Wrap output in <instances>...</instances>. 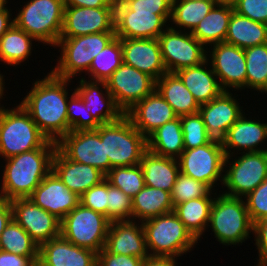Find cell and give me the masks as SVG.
<instances>
[{"label": "cell", "mask_w": 267, "mask_h": 266, "mask_svg": "<svg viewBox=\"0 0 267 266\" xmlns=\"http://www.w3.org/2000/svg\"><path fill=\"white\" fill-rule=\"evenodd\" d=\"M49 139L21 104L0 112V157L8 159L41 148Z\"/></svg>", "instance_id": "cell-5"}, {"label": "cell", "mask_w": 267, "mask_h": 266, "mask_svg": "<svg viewBox=\"0 0 267 266\" xmlns=\"http://www.w3.org/2000/svg\"><path fill=\"white\" fill-rule=\"evenodd\" d=\"M64 0H29L18 10L14 24L37 42L56 47L64 22Z\"/></svg>", "instance_id": "cell-6"}, {"label": "cell", "mask_w": 267, "mask_h": 266, "mask_svg": "<svg viewBox=\"0 0 267 266\" xmlns=\"http://www.w3.org/2000/svg\"><path fill=\"white\" fill-rule=\"evenodd\" d=\"M52 170L67 188L79 197L91 187L100 184L106 177L104 173L91 165L68 159L58 148L53 156Z\"/></svg>", "instance_id": "cell-27"}, {"label": "cell", "mask_w": 267, "mask_h": 266, "mask_svg": "<svg viewBox=\"0 0 267 266\" xmlns=\"http://www.w3.org/2000/svg\"><path fill=\"white\" fill-rule=\"evenodd\" d=\"M212 191L206 196L195 198L175 205L173 212L192 236L199 241L200 237L207 231L212 204L214 201Z\"/></svg>", "instance_id": "cell-33"}, {"label": "cell", "mask_w": 267, "mask_h": 266, "mask_svg": "<svg viewBox=\"0 0 267 266\" xmlns=\"http://www.w3.org/2000/svg\"><path fill=\"white\" fill-rule=\"evenodd\" d=\"M234 7L229 0H220L200 21L191 34L204 46L225 42Z\"/></svg>", "instance_id": "cell-29"}, {"label": "cell", "mask_w": 267, "mask_h": 266, "mask_svg": "<svg viewBox=\"0 0 267 266\" xmlns=\"http://www.w3.org/2000/svg\"><path fill=\"white\" fill-rule=\"evenodd\" d=\"M34 40L13 24L0 38V61L13 66L25 62L31 56Z\"/></svg>", "instance_id": "cell-36"}, {"label": "cell", "mask_w": 267, "mask_h": 266, "mask_svg": "<svg viewBox=\"0 0 267 266\" xmlns=\"http://www.w3.org/2000/svg\"><path fill=\"white\" fill-rule=\"evenodd\" d=\"M106 84L124 113L156 89V81L151 76L125 63L112 73Z\"/></svg>", "instance_id": "cell-14"}, {"label": "cell", "mask_w": 267, "mask_h": 266, "mask_svg": "<svg viewBox=\"0 0 267 266\" xmlns=\"http://www.w3.org/2000/svg\"><path fill=\"white\" fill-rule=\"evenodd\" d=\"M252 234H255L254 241L259 253L256 266H267V218L253 223Z\"/></svg>", "instance_id": "cell-50"}, {"label": "cell", "mask_w": 267, "mask_h": 266, "mask_svg": "<svg viewBox=\"0 0 267 266\" xmlns=\"http://www.w3.org/2000/svg\"><path fill=\"white\" fill-rule=\"evenodd\" d=\"M57 148L73 162L91 165L105 175L110 171L99 127L96 130L70 131L57 142Z\"/></svg>", "instance_id": "cell-15"}, {"label": "cell", "mask_w": 267, "mask_h": 266, "mask_svg": "<svg viewBox=\"0 0 267 266\" xmlns=\"http://www.w3.org/2000/svg\"><path fill=\"white\" fill-rule=\"evenodd\" d=\"M70 79L55 76L51 71L34 82L32 89L20 103L30 114L39 130L58 142L68 133L67 104Z\"/></svg>", "instance_id": "cell-1"}, {"label": "cell", "mask_w": 267, "mask_h": 266, "mask_svg": "<svg viewBox=\"0 0 267 266\" xmlns=\"http://www.w3.org/2000/svg\"><path fill=\"white\" fill-rule=\"evenodd\" d=\"M105 179L109 184L119 188L131 198L137 195L145 186L144 174L140 164L114 167L106 174Z\"/></svg>", "instance_id": "cell-41"}, {"label": "cell", "mask_w": 267, "mask_h": 266, "mask_svg": "<svg viewBox=\"0 0 267 266\" xmlns=\"http://www.w3.org/2000/svg\"><path fill=\"white\" fill-rule=\"evenodd\" d=\"M125 115L146 138L160 126L178 117L156 89L143 100L136 102Z\"/></svg>", "instance_id": "cell-21"}, {"label": "cell", "mask_w": 267, "mask_h": 266, "mask_svg": "<svg viewBox=\"0 0 267 266\" xmlns=\"http://www.w3.org/2000/svg\"><path fill=\"white\" fill-rule=\"evenodd\" d=\"M239 154L232 164L229 156L225 157L224 167L229 168H224L223 185L228 191L222 194L244 198L267 179V151Z\"/></svg>", "instance_id": "cell-10"}, {"label": "cell", "mask_w": 267, "mask_h": 266, "mask_svg": "<svg viewBox=\"0 0 267 266\" xmlns=\"http://www.w3.org/2000/svg\"><path fill=\"white\" fill-rule=\"evenodd\" d=\"M181 125L184 149L197 148L213 140L208 134L199 112L181 116Z\"/></svg>", "instance_id": "cell-43"}, {"label": "cell", "mask_w": 267, "mask_h": 266, "mask_svg": "<svg viewBox=\"0 0 267 266\" xmlns=\"http://www.w3.org/2000/svg\"><path fill=\"white\" fill-rule=\"evenodd\" d=\"M116 37L115 32H99L73 38H59L56 47L61 57L51 71L55 76L72 80L76 74L89 72L93 59Z\"/></svg>", "instance_id": "cell-8"}, {"label": "cell", "mask_w": 267, "mask_h": 266, "mask_svg": "<svg viewBox=\"0 0 267 266\" xmlns=\"http://www.w3.org/2000/svg\"><path fill=\"white\" fill-rule=\"evenodd\" d=\"M147 144L152 153L177 159L184 151L181 116L155 130L147 138Z\"/></svg>", "instance_id": "cell-35"}, {"label": "cell", "mask_w": 267, "mask_h": 266, "mask_svg": "<svg viewBox=\"0 0 267 266\" xmlns=\"http://www.w3.org/2000/svg\"><path fill=\"white\" fill-rule=\"evenodd\" d=\"M209 64L207 59L200 65L175 72L199 105L212 101L224 91L212 67L206 68Z\"/></svg>", "instance_id": "cell-28"}, {"label": "cell", "mask_w": 267, "mask_h": 266, "mask_svg": "<svg viewBox=\"0 0 267 266\" xmlns=\"http://www.w3.org/2000/svg\"><path fill=\"white\" fill-rule=\"evenodd\" d=\"M244 198L252 223L267 218V179Z\"/></svg>", "instance_id": "cell-46"}, {"label": "cell", "mask_w": 267, "mask_h": 266, "mask_svg": "<svg viewBox=\"0 0 267 266\" xmlns=\"http://www.w3.org/2000/svg\"><path fill=\"white\" fill-rule=\"evenodd\" d=\"M39 256H21L0 249V266H37Z\"/></svg>", "instance_id": "cell-51"}, {"label": "cell", "mask_w": 267, "mask_h": 266, "mask_svg": "<svg viewBox=\"0 0 267 266\" xmlns=\"http://www.w3.org/2000/svg\"><path fill=\"white\" fill-rule=\"evenodd\" d=\"M99 135L104 142L105 160L110 161V170L140 164L148 150L147 138L126 115L117 121L100 125Z\"/></svg>", "instance_id": "cell-3"}, {"label": "cell", "mask_w": 267, "mask_h": 266, "mask_svg": "<svg viewBox=\"0 0 267 266\" xmlns=\"http://www.w3.org/2000/svg\"><path fill=\"white\" fill-rule=\"evenodd\" d=\"M37 266H97V253L60 235L39 246Z\"/></svg>", "instance_id": "cell-24"}, {"label": "cell", "mask_w": 267, "mask_h": 266, "mask_svg": "<svg viewBox=\"0 0 267 266\" xmlns=\"http://www.w3.org/2000/svg\"><path fill=\"white\" fill-rule=\"evenodd\" d=\"M115 7L64 8L60 38H73L99 32H115Z\"/></svg>", "instance_id": "cell-18"}, {"label": "cell", "mask_w": 267, "mask_h": 266, "mask_svg": "<svg viewBox=\"0 0 267 266\" xmlns=\"http://www.w3.org/2000/svg\"><path fill=\"white\" fill-rule=\"evenodd\" d=\"M122 63L121 41L119 37H115L93 59L88 72L90 80L106 82Z\"/></svg>", "instance_id": "cell-40"}, {"label": "cell", "mask_w": 267, "mask_h": 266, "mask_svg": "<svg viewBox=\"0 0 267 266\" xmlns=\"http://www.w3.org/2000/svg\"><path fill=\"white\" fill-rule=\"evenodd\" d=\"M110 220L102 213L78 204L60 224V235L72 244L100 252L105 245Z\"/></svg>", "instance_id": "cell-9"}, {"label": "cell", "mask_w": 267, "mask_h": 266, "mask_svg": "<svg viewBox=\"0 0 267 266\" xmlns=\"http://www.w3.org/2000/svg\"><path fill=\"white\" fill-rule=\"evenodd\" d=\"M211 48L212 51H208L210 56H207V59L221 88L224 91H230L228 88L245 90L246 57L244 49L225 42L211 45ZM209 58L211 59L209 60Z\"/></svg>", "instance_id": "cell-17"}, {"label": "cell", "mask_w": 267, "mask_h": 266, "mask_svg": "<svg viewBox=\"0 0 267 266\" xmlns=\"http://www.w3.org/2000/svg\"><path fill=\"white\" fill-rule=\"evenodd\" d=\"M220 0L188 1L173 0L171 21L179 30L192 32Z\"/></svg>", "instance_id": "cell-37"}, {"label": "cell", "mask_w": 267, "mask_h": 266, "mask_svg": "<svg viewBox=\"0 0 267 266\" xmlns=\"http://www.w3.org/2000/svg\"><path fill=\"white\" fill-rule=\"evenodd\" d=\"M169 26L158 37L163 62L168 73L197 66L207 60L209 55L205 50L206 47L191 32Z\"/></svg>", "instance_id": "cell-12"}, {"label": "cell", "mask_w": 267, "mask_h": 266, "mask_svg": "<svg viewBox=\"0 0 267 266\" xmlns=\"http://www.w3.org/2000/svg\"><path fill=\"white\" fill-rule=\"evenodd\" d=\"M67 104L68 133L70 131L96 130L100 124L86 109L85 103L75 91L70 95Z\"/></svg>", "instance_id": "cell-42"}, {"label": "cell", "mask_w": 267, "mask_h": 266, "mask_svg": "<svg viewBox=\"0 0 267 266\" xmlns=\"http://www.w3.org/2000/svg\"><path fill=\"white\" fill-rule=\"evenodd\" d=\"M11 15L10 11L0 12V38L14 24V19H11Z\"/></svg>", "instance_id": "cell-56"}, {"label": "cell", "mask_w": 267, "mask_h": 266, "mask_svg": "<svg viewBox=\"0 0 267 266\" xmlns=\"http://www.w3.org/2000/svg\"><path fill=\"white\" fill-rule=\"evenodd\" d=\"M225 157L221 141L213 139L197 148L184 149L177 161L182 174L204 182L214 190L217 181L223 185Z\"/></svg>", "instance_id": "cell-11"}, {"label": "cell", "mask_w": 267, "mask_h": 266, "mask_svg": "<svg viewBox=\"0 0 267 266\" xmlns=\"http://www.w3.org/2000/svg\"><path fill=\"white\" fill-rule=\"evenodd\" d=\"M172 10L129 9L123 2L115 4V34L119 38L158 39L170 22Z\"/></svg>", "instance_id": "cell-13"}, {"label": "cell", "mask_w": 267, "mask_h": 266, "mask_svg": "<svg viewBox=\"0 0 267 266\" xmlns=\"http://www.w3.org/2000/svg\"><path fill=\"white\" fill-rule=\"evenodd\" d=\"M80 204L107 217V180L84 192L80 196Z\"/></svg>", "instance_id": "cell-47"}, {"label": "cell", "mask_w": 267, "mask_h": 266, "mask_svg": "<svg viewBox=\"0 0 267 266\" xmlns=\"http://www.w3.org/2000/svg\"><path fill=\"white\" fill-rule=\"evenodd\" d=\"M132 207V219L140 220V223L174 209L171 192L146 185L132 198Z\"/></svg>", "instance_id": "cell-34"}, {"label": "cell", "mask_w": 267, "mask_h": 266, "mask_svg": "<svg viewBox=\"0 0 267 266\" xmlns=\"http://www.w3.org/2000/svg\"><path fill=\"white\" fill-rule=\"evenodd\" d=\"M229 91H223L218 97L200 105L201 115L208 134L216 140H222L228 129L243 115L237 99Z\"/></svg>", "instance_id": "cell-22"}, {"label": "cell", "mask_w": 267, "mask_h": 266, "mask_svg": "<svg viewBox=\"0 0 267 266\" xmlns=\"http://www.w3.org/2000/svg\"><path fill=\"white\" fill-rule=\"evenodd\" d=\"M120 41L123 63L151 76L155 81L168 73L158 39L120 38Z\"/></svg>", "instance_id": "cell-19"}, {"label": "cell", "mask_w": 267, "mask_h": 266, "mask_svg": "<svg viewBox=\"0 0 267 266\" xmlns=\"http://www.w3.org/2000/svg\"><path fill=\"white\" fill-rule=\"evenodd\" d=\"M234 11L267 25V0H230Z\"/></svg>", "instance_id": "cell-48"}, {"label": "cell", "mask_w": 267, "mask_h": 266, "mask_svg": "<svg viewBox=\"0 0 267 266\" xmlns=\"http://www.w3.org/2000/svg\"><path fill=\"white\" fill-rule=\"evenodd\" d=\"M11 219L12 207L10 201L0 197V236Z\"/></svg>", "instance_id": "cell-54"}, {"label": "cell", "mask_w": 267, "mask_h": 266, "mask_svg": "<svg viewBox=\"0 0 267 266\" xmlns=\"http://www.w3.org/2000/svg\"><path fill=\"white\" fill-rule=\"evenodd\" d=\"M132 198L107 181V218L110 221L132 220Z\"/></svg>", "instance_id": "cell-45"}, {"label": "cell", "mask_w": 267, "mask_h": 266, "mask_svg": "<svg viewBox=\"0 0 267 266\" xmlns=\"http://www.w3.org/2000/svg\"><path fill=\"white\" fill-rule=\"evenodd\" d=\"M0 249L21 256H39V246L12 218L0 236Z\"/></svg>", "instance_id": "cell-39"}, {"label": "cell", "mask_w": 267, "mask_h": 266, "mask_svg": "<svg viewBox=\"0 0 267 266\" xmlns=\"http://www.w3.org/2000/svg\"><path fill=\"white\" fill-rule=\"evenodd\" d=\"M79 83L80 85L76 86L75 91L84 101L86 109L100 125L117 121L125 115L108 91L106 82L87 81L83 77ZM100 86L103 87L105 93Z\"/></svg>", "instance_id": "cell-26"}, {"label": "cell", "mask_w": 267, "mask_h": 266, "mask_svg": "<svg viewBox=\"0 0 267 266\" xmlns=\"http://www.w3.org/2000/svg\"><path fill=\"white\" fill-rule=\"evenodd\" d=\"M173 0H123L129 9L172 10Z\"/></svg>", "instance_id": "cell-52"}, {"label": "cell", "mask_w": 267, "mask_h": 266, "mask_svg": "<svg viewBox=\"0 0 267 266\" xmlns=\"http://www.w3.org/2000/svg\"><path fill=\"white\" fill-rule=\"evenodd\" d=\"M178 258L171 256H151L144 259L142 266H176Z\"/></svg>", "instance_id": "cell-55"}, {"label": "cell", "mask_w": 267, "mask_h": 266, "mask_svg": "<svg viewBox=\"0 0 267 266\" xmlns=\"http://www.w3.org/2000/svg\"><path fill=\"white\" fill-rule=\"evenodd\" d=\"M57 142L48 140L41 148L4 159L0 197L9 201L29 198L35 188L52 170Z\"/></svg>", "instance_id": "cell-2"}, {"label": "cell", "mask_w": 267, "mask_h": 266, "mask_svg": "<svg viewBox=\"0 0 267 266\" xmlns=\"http://www.w3.org/2000/svg\"><path fill=\"white\" fill-rule=\"evenodd\" d=\"M112 3L116 4V3H119V2H122L123 0H110Z\"/></svg>", "instance_id": "cell-59"}, {"label": "cell", "mask_w": 267, "mask_h": 266, "mask_svg": "<svg viewBox=\"0 0 267 266\" xmlns=\"http://www.w3.org/2000/svg\"><path fill=\"white\" fill-rule=\"evenodd\" d=\"M188 1H206V0H188Z\"/></svg>", "instance_id": "cell-60"}, {"label": "cell", "mask_w": 267, "mask_h": 266, "mask_svg": "<svg viewBox=\"0 0 267 266\" xmlns=\"http://www.w3.org/2000/svg\"><path fill=\"white\" fill-rule=\"evenodd\" d=\"M12 218L40 246L60 236L61 220L37 206L30 198H17L10 201Z\"/></svg>", "instance_id": "cell-16"}, {"label": "cell", "mask_w": 267, "mask_h": 266, "mask_svg": "<svg viewBox=\"0 0 267 266\" xmlns=\"http://www.w3.org/2000/svg\"><path fill=\"white\" fill-rule=\"evenodd\" d=\"M225 43L242 49L267 43V25L233 11Z\"/></svg>", "instance_id": "cell-32"}, {"label": "cell", "mask_w": 267, "mask_h": 266, "mask_svg": "<svg viewBox=\"0 0 267 266\" xmlns=\"http://www.w3.org/2000/svg\"><path fill=\"white\" fill-rule=\"evenodd\" d=\"M246 88L267 93V43L244 49Z\"/></svg>", "instance_id": "cell-38"}, {"label": "cell", "mask_w": 267, "mask_h": 266, "mask_svg": "<svg viewBox=\"0 0 267 266\" xmlns=\"http://www.w3.org/2000/svg\"><path fill=\"white\" fill-rule=\"evenodd\" d=\"M7 3H8V0H0V12L1 11H10V9L8 7H5Z\"/></svg>", "instance_id": "cell-58"}, {"label": "cell", "mask_w": 267, "mask_h": 266, "mask_svg": "<svg viewBox=\"0 0 267 266\" xmlns=\"http://www.w3.org/2000/svg\"><path fill=\"white\" fill-rule=\"evenodd\" d=\"M4 75L2 76V74H0V101H1V99L3 98V95H4V90H5V82H4ZM4 106H2V105H0V112H1V110H2V108H3Z\"/></svg>", "instance_id": "cell-57"}, {"label": "cell", "mask_w": 267, "mask_h": 266, "mask_svg": "<svg viewBox=\"0 0 267 266\" xmlns=\"http://www.w3.org/2000/svg\"><path fill=\"white\" fill-rule=\"evenodd\" d=\"M137 223L136 220L111 221L103 249L114 255L148 257L143 225Z\"/></svg>", "instance_id": "cell-23"}, {"label": "cell", "mask_w": 267, "mask_h": 266, "mask_svg": "<svg viewBox=\"0 0 267 266\" xmlns=\"http://www.w3.org/2000/svg\"><path fill=\"white\" fill-rule=\"evenodd\" d=\"M64 2L65 6L71 7H115V4L112 3L110 0H64Z\"/></svg>", "instance_id": "cell-53"}, {"label": "cell", "mask_w": 267, "mask_h": 266, "mask_svg": "<svg viewBox=\"0 0 267 266\" xmlns=\"http://www.w3.org/2000/svg\"><path fill=\"white\" fill-rule=\"evenodd\" d=\"M156 90L178 116L195 114L200 105L175 73L163 74L156 81Z\"/></svg>", "instance_id": "cell-31"}, {"label": "cell", "mask_w": 267, "mask_h": 266, "mask_svg": "<svg viewBox=\"0 0 267 266\" xmlns=\"http://www.w3.org/2000/svg\"><path fill=\"white\" fill-rule=\"evenodd\" d=\"M142 167L145 185L171 192L180 173L177 159L159 156L147 150L142 160Z\"/></svg>", "instance_id": "cell-30"}, {"label": "cell", "mask_w": 267, "mask_h": 266, "mask_svg": "<svg viewBox=\"0 0 267 266\" xmlns=\"http://www.w3.org/2000/svg\"><path fill=\"white\" fill-rule=\"evenodd\" d=\"M212 190L204 182L195 180L180 172L171 191L173 206L191 199L206 197Z\"/></svg>", "instance_id": "cell-44"}, {"label": "cell", "mask_w": 267, "mask_h": 266, "mask_svg": "<svg viewBox=\"0 0 267 266\" xmlns=\"http://www.w3.org/2000/svg\"><path fill=\"white\" fill-rule=\"evenodd\" d=\"M209 224L217 241L226 246L245 242L253 232L245 200L224 194L214 197Z\"/></svg>", "instance_id": "cell-7"}, {"label": "cell", "mask_w": 267, "mask_h": 266, "mask_svg": "<svg viewBox=\"0 0 267 266\" xmlns=\"http://www.w3.org/2000/svg\"><path fill=\"white\" fill-rule=\"evenodd\" d=\"M143 262L142 258L109 254L104 249L97 253V266H142Z\"/></svg>", "instance_id": "cell-49"}, {"label": "cell", "mask_w": 267, "mask_h": 266, "mask_svg": "<svg viewBox=\"0 0 267 266\" xmlns=\"http://www.w3.org/2000/svg\"><path fill=\"white\" fill-rule=\"evenodd\" d=\"M142 225L151 256L181 257L198 243L173 211L146 220Z\"/></svg>", "instance_id": "cell-4"}, {"label": "cell", "mask_w": 267, "mask_h": 266, "mask_svg": "<svg viewBox=\"0 0 267 266\" xmlns=\"http://www.w3.org/2000/svg\"><path fill=\"white\" fill-rule=\"evenodd\" d=\"M243 115L228 129L225 137L221 140L225 156L229 159L235 153V150L247 152H261L264 147H258L267 140V123H261L252 119H247ZM260 122V123H259ZM231 149L234 151L231 153Z\"/></svg>", "instance_id": "cell-25"}, {"label": "cell", "mask_w": 267, "mask_h": 266, "mask_svg": "<svg viewBox=\"0 0 267 266\" xmlns=\"http://www.w3.org/2000/svg\"><path fill=\"white\" fill-rule=\"evenodd\" d=\"M37 206L62 220L79 203L80 197L69 190L51 170L29 197Z\"/></svg>", "instance_id": "cell-20"}]
</instances>
